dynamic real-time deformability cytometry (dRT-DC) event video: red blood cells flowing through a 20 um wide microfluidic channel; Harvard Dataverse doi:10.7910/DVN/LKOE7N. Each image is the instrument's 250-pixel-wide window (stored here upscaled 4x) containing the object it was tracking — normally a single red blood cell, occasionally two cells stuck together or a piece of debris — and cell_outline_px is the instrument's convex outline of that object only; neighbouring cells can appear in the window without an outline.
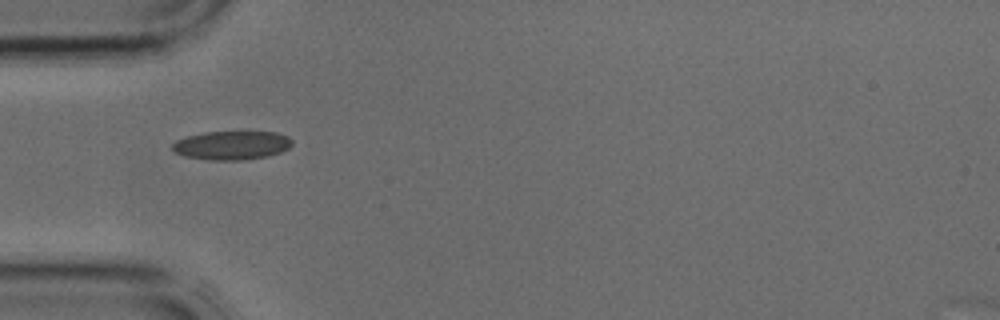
{"species": "common noctule bat (a hibernating species)", "species_latin": "Nyctalus noctula", "temperature_condition": "cold", "stored_images_in_passage": 3, "camera_frame_rate_fps": 3000, "um_per_image_px": 0.085, "animal": {"sex": "male", "body_mass_g": 17.9, "forearm_length_mm": 54.2}, "frame": {"image": 1, "passage_image": 3, "time_ms": 0.667, "image_size_px": [1000, 320], "cell_outline_px": [[292, 144], [288, 148], [280, 152], [268, 156], [244, 160], [208, 160], [184, 156], [176, 152], [172, 148], [172, 144], [176, 140], [188, 136], [208, 132], [276, 132], [288, 136], [292, 140]], "centroid_in_image_um": [19.71, 12.36], "position_along_channel_um": 65.3, "area_um2": 20.0}}